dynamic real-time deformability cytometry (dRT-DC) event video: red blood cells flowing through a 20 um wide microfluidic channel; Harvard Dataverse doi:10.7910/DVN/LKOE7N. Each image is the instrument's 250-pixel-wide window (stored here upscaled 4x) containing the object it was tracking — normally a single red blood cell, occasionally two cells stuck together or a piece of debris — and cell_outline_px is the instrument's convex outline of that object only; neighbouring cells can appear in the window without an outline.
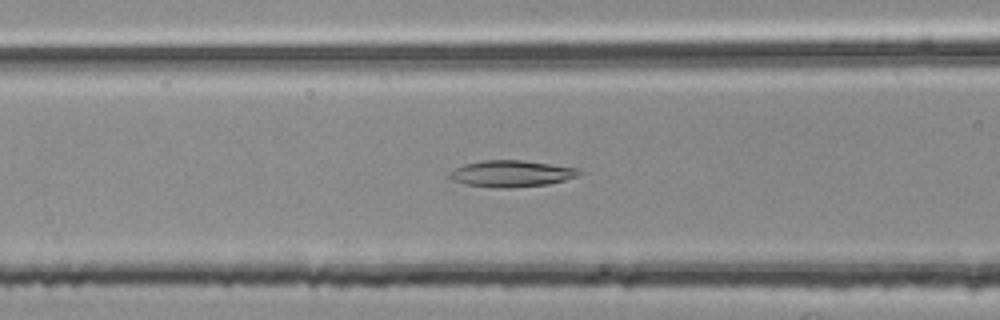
{"species": "common noctule bat (a hibernating species)", "species_latin": "Nyctalus noctula", "temperature_condition": "room temperature", "stored_images_in_passage": 43, "camera_frame_rate_fps": 3000, "um_per_image_px": 0.085, "animal": {"sex": "female", "body_mass_g": 25.1}, "frame": {"image": 1, "passage_image": 11, "time_ms": 3.333, "image_size_px": [1000, 320], "cell_outline_px": [[580, 172], [576, 176], [564, 180], [548, 184], [508, 188], [496, 188], [468, 184], [452, 180], [448, 176], [448, 172], [464, 164], [484, 160], [520, 160], [580, 168]], "centroid_in_image_um": [43.44, 14.75], "position_along_channel_um": 123.2, "area_um2": 19.83}}
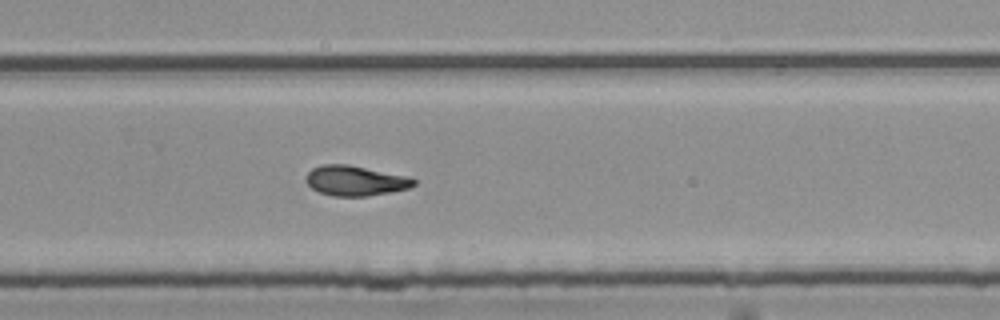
{"frame": {"image": 2, "passage_image": 25, "time_ms": 8.0, "image_size_px": [1000, 320], "cell_outline_px": [[416, 184], [408, 188], [392, 192], [368, 196], [332, 196], [320, 192], [312, 188], [304, 180], [304, 176], [312, 168], [320, 164], [348, 164], [412, 176], [416, 180]], "centroid_in_image_um": [30.22, 15.34], "position_along_channel_um": 299.6, "area_um2": 19.31}}
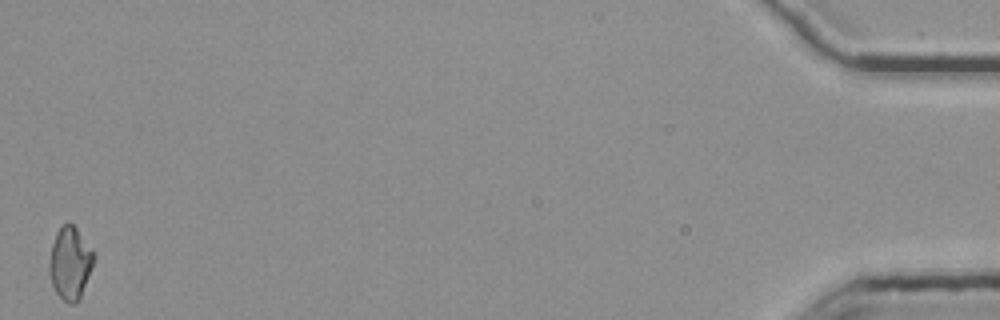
{"frame": {"image": 3, "passage_image": 43, "time_ms": 14.0, "image_size_px": [1000, 320], "cell_outline_px": [[96, 256], [80, 296], [76, 304], [68, 304], [56, 292], [52, 284], [48, 268], [48, 264], [52, 244], [56, 232], [64, 224], [72, 224], [76, 228], [96, 252]], "centroid_in_image_um": [5.96, 22.35], "position_along_channel_um": 429.2, "area_um2": 18.73}, "authors_computed_cell_mechanics": {"area_um2": 18.8428, "velocity_mm_per_s": 3.7816, "shape_relaxation_time_tau1_ms": null, "shape_relaxation_time_tau2_ms": 2.7975, "deformation_change_tau1": null, "deformation_change_tau2": 0.0981}}